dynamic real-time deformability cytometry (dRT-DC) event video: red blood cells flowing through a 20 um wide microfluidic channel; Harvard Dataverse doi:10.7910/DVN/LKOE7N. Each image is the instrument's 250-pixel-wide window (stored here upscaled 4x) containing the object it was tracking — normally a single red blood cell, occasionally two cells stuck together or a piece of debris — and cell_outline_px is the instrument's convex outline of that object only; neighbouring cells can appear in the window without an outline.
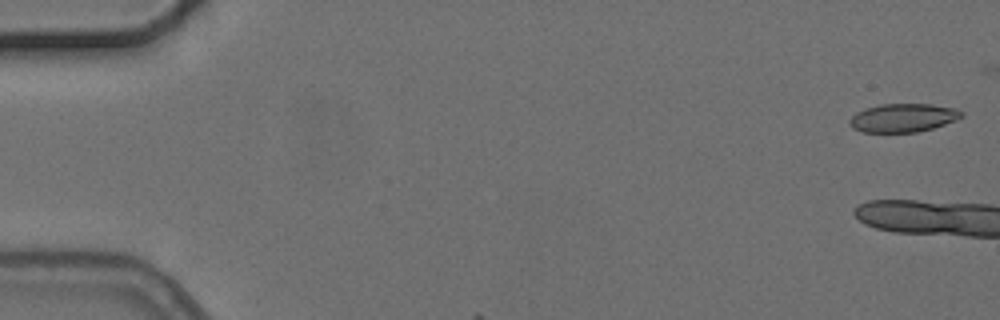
{"species": "common noctule bat (a hibernating species)", "species_latin": "Nyctalus noctula", "temperature_condition": "cold", "stored_images_in_passage": 2, "camera_frame_rate_fps": 3000, "um_per_image_px": 0.085, "animal": {"sex": "female", "body_mass_g": 24.6, "forearm_length_mm": 56.2}, "frame": {"image": 1, "passage_image": 1, "time_ms": 0.0, "image_size_px": [1000, 320], "cell_outline_px": [[964, 116], [956, 120], [932, 128], [916, 132], [864, 132], [852, 128], [848, 124], [848, 120], [856, 112], [864, 108], [880, 104], [932, 104], [956, 108], [964, 112]], "centroid_in_image_um": [76.75, 10.0], "position_along_channel_um": 8.2, "area_um2": 18.73}}